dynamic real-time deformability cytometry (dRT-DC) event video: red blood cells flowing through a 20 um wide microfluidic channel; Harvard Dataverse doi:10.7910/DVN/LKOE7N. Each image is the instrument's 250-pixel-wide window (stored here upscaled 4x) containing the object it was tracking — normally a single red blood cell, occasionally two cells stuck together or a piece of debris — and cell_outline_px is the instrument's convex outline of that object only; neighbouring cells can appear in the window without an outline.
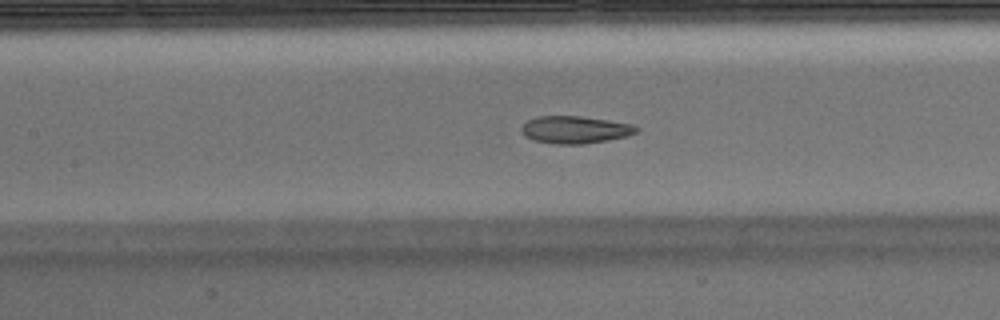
{"species": "Egyptian fruit bat (a non-hibernating species)", "species_latin": "Rousettus aegyptiacus", "temperature_condition": "warm", "stored_images_in_passage": 52, "camera_frame_rate_fps": 3000, "um_per_image_px": 0.085, "animal": {"sex": "male"}, "frame": {"image": 1, "passage_image": 23, "time_ms": 7.333, "image_size_px": [1000, 320], "cell_outline_px": [[640, 128], [636, 132], [628, 136], [608, 140], [584, 144], [556, 144], [532, 140], [524, 136], [520, 132], [520, 128], [528, 120], [536, 116], [580, 116], [608, 120], [632, 124]], "centroid_in_image_um": [48.85, 11.03], "position_along_channel_um": 158.5, "area_um2": 18.5}, "authors_computed_cell_mechanics": {"area_um2": 19.3919, "velocity_mm_per_s": 3.914, "shape_relaxation_time_tau1_ms": null, "shape_relaxation_time_tau2_ms": 1.6982, "deformation_change_tau1": null, "deformation_change_tau2": 0.0746}}